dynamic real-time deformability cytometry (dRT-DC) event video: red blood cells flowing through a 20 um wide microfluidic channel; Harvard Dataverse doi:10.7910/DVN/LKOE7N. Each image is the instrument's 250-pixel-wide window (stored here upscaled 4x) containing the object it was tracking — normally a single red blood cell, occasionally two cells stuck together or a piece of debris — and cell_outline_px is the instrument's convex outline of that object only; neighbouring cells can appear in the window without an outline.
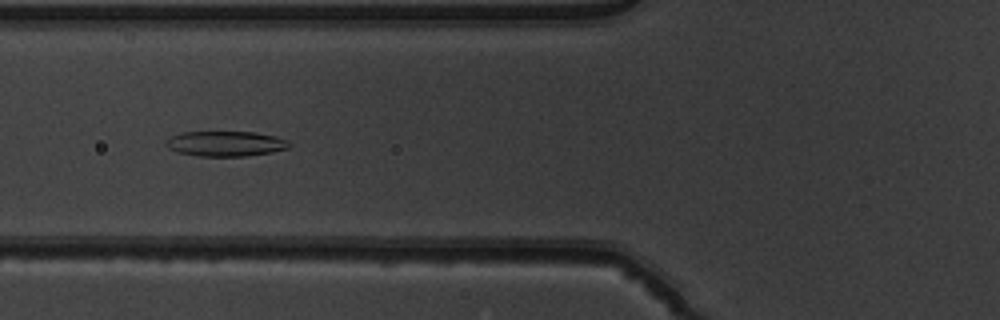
{"species": "common noctule bat (a hibernating species)", "species_latin": "Nyctalus noctula", "temperature_condition": "warm", "stored_images_in_passage": 53, "segment_of_instrument_passage": [1, 2], "camera_frame_rate_fps": 3000, "um_per_image_px": 0.085, "animal": {"sex": "male", "body_mass_g": 19.5, "forearm_length_mm": 54.6}, "frame": {"image": 1, "passage_image": 20, "time_ms": 6.333, "image_size_px": [1000, 320], "cell_outline_px": [[292, 144], [288, 148], [272, 152], [244, 156], [196, 156], [180, 152], [168, 148], [164, 144], [164, 140], [180, 132], [256, 132], [276, 136], [288, 140]], "centroid_in_image_um": [19.18, 12.2], "position_along_channel_um": 106.6, "area_um2": 18.21}}
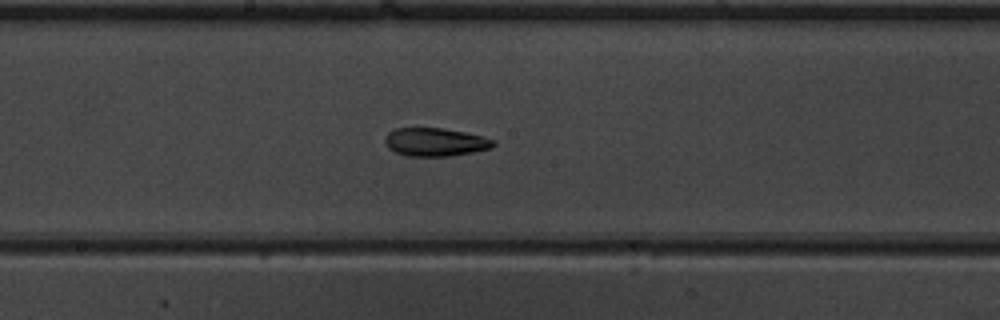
{"frame": {"image": 2, "passage_image": 28, "time_ms": 9.0, "image_size_px": [1000, 320], "cell_outline_px": [[496, 144], [492, 148], [452, 156], [408, 156], [396, 152], [388, 148], [384, 140], [384, 136], [388, 132], [396, 128], [444, 128], [464, 132], [496, 140]], "centroid_in_image_um": [36.99, 12.07], "position_along_channel_um": 211.2, "area_um2": 17.92}}
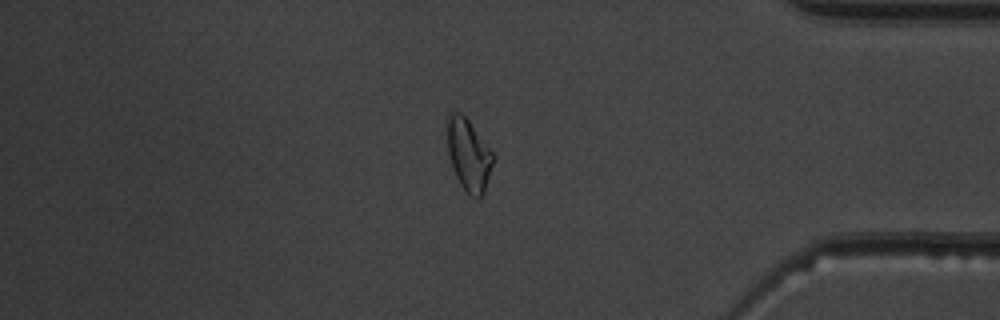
{"frame": {"image": 3, "passage_image": 44, "time_ms": 14.333, "image_size_px": [1000, 320], "cell_outline_px": [[496, 156], [484, 192], [480, 200], [476, 200], [460, 184], [456, 176], [448, 152], [448, 116], [452, 112], [460, 112], [468, 120]], "centroid_in_image_um": [39.88, 13.2], "position_along_channel_um": 395.3, "area_um2": 19.02}}